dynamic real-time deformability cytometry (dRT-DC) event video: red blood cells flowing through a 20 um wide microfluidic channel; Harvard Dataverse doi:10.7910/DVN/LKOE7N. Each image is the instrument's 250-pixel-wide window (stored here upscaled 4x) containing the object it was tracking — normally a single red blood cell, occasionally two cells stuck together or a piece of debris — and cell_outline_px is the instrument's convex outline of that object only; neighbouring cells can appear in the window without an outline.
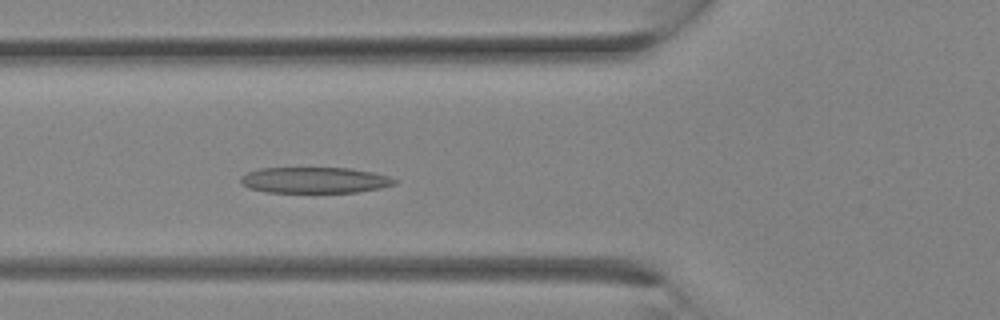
{"species": "Egyptian fruit bat (a non-hibernating species)", "species_latin": "Rousettus aegyptiacus", "temperature_condition": "room temperature", "stored_images_in_passage": 10, "camera_frame_rate_fps": 3000, "um_per_image_px": 0.085, "animal": {"sex": "female"}, "frame": {"image": 1, "passage_image": 10, "time_ms": 3.0, "image_size_px": [1000, 320], "cell_outline_px": [[396, 184], [380, 188], [356, 192], [268, 192], [248, 188], [240, 184], [240, 176], [248, 172], [260, 168], [352, 168], [372, 172], [388, 176], [396, 180]], "centroid_in_image_um": [26.71, 15.31], "position_along_channel_um": 99.1, "area_um2": 23.29}}